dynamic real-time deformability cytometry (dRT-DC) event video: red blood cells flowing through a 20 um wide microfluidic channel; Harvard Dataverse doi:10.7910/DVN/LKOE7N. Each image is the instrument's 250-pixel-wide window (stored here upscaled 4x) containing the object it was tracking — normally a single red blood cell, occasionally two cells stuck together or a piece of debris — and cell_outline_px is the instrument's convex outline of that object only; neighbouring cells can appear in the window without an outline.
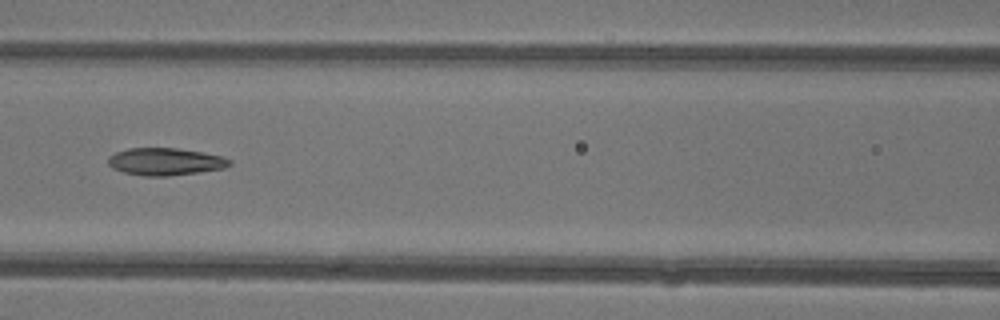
{"species": "common noctule bat (a hibernating species)", "species_latin": "Nyctalus noctula", "temperature_condition": "warm", "stored_images_in_passage": 33, "camera_frame_rate_fps": 3000, "um_per_image_px": 0.085, "animal": {"sex": "female"}, "frame": {"image": 1, "passage_image": 10, "time_ms": 3.0, "image_size_px": [1000, 320], "cell_outline_px": [[232, 164], [224, 168], [200, 172], [168, 176], [144, 176], [124, 172], [112, 168], [108, 164], [108, 156], [116, 152], [128, 148], [176, 148], [224, 156], [232, 160]], "centroid_in_image_um": [14.06, 13.74], "position_along_channel_um": 152.5, "area_um2": 19.42}}
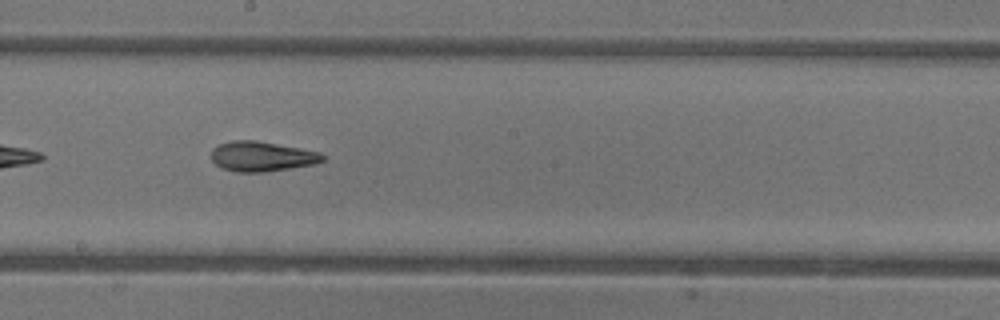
{"frame": {"image": 2, "passage_image": 15, "time_ms": 4.667, "image_size_px": [1000, 320], "cell_outline_px": [[324, 160], [316, 164], [264, 172], [236, 172], [220, 168], [212, 160], [212, 148], [220, 144], [232, 140], [256, 140], [300, 148], [320, 152], [324, 156]], "centroid_in_image_um": [22.25, 13.3], "position_along_channel_um": 226.0, "area_um2": 19.48}, "authors_computed_cell_mechanics": {"area_um2": 19.4786, "velocity_mm_per_s": 4.4139, "shape_relaxation_time_tau1_ms": 10.3385, "shape_relaxation_time_tau2_ms": 3.5289, "deformation_change_tau1": 0.2106, "deformation_change_tau2": 0.126}}